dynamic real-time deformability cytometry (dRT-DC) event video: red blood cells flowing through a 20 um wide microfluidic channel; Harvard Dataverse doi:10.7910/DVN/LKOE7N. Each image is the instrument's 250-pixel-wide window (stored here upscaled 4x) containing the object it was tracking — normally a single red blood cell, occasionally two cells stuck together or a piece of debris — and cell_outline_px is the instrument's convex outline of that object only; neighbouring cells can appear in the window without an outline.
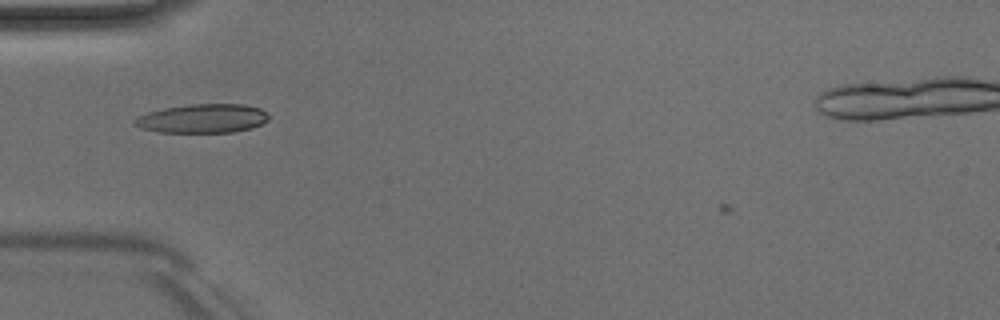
{"species": "Egyptian fruit bat (a non-hibernating species)", "species_latin": "Rousettus aegyptiacus", "temperature_condition": "room temperature", "stored_images_in_passage": 16, "camera_frame_rate_fps": 3000, "um_per_image_px": 0.085, "animal": {"sex": "male"}, "frame": {"image": 1, "passage_image": 1, "time_ms": 0.0, "image_size_px": [1000, 320], "cell_outline_px": [[268, 120], [252, 128], [232, 132], [160, 132], [144, 128], [132, 124], [132, 120], [136, 116], [148, 112], [164, 108], [188, 104], [244, 104], [260, 108], [268, 116]], "centroid_in_image_um": [17.19, 10.06], "position_along_channel_um": 67.8, "area_um2": 22.54}}